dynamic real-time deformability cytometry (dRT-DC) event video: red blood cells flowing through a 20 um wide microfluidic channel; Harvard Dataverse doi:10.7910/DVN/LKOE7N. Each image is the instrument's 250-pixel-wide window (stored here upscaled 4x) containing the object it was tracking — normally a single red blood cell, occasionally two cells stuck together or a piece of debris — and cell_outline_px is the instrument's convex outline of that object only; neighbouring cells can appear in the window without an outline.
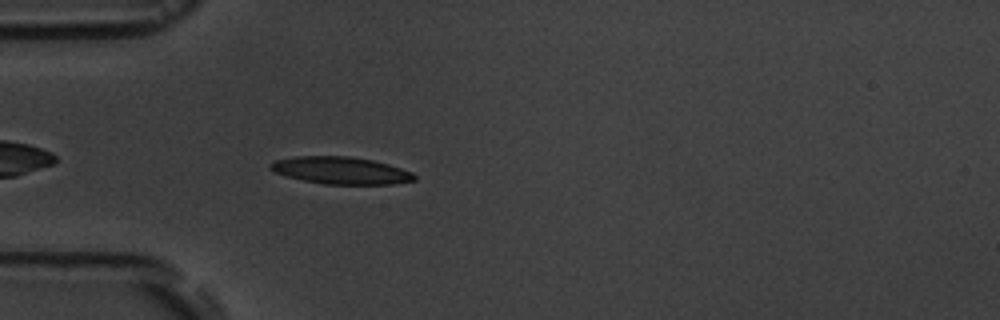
{"species": "common noctule bat (a hibernating species)", "species_latin": "Nyctalus noctula", "temperature_condition": "room temperature", "stored_images_in_passage": 5, "camera_frame_rate_fps": 3000, "um_per_image_px": 0.085, "animal": {"sex": "male", "body_mass_g": 19.5, "forearm_length_mm": 54.6}, "frame": {"image": 1, "passage_image": 5, "time_ms": 5.0, "image_size_px": [1000, 320], "cell_outline_px": [[416, 180], [392, 184], [324, 184], [304, 180], [288, 176], [276, 172], [268, 168], [268, 164], [272, 160], [296, 156], [348, 156], [372, 160], [388, 164], [412, 172], [416, 176]], "centroid_in_image_um": [28.94, 14.48], "position_along_channel_um": 56.1, "area_um2": 22.77}}